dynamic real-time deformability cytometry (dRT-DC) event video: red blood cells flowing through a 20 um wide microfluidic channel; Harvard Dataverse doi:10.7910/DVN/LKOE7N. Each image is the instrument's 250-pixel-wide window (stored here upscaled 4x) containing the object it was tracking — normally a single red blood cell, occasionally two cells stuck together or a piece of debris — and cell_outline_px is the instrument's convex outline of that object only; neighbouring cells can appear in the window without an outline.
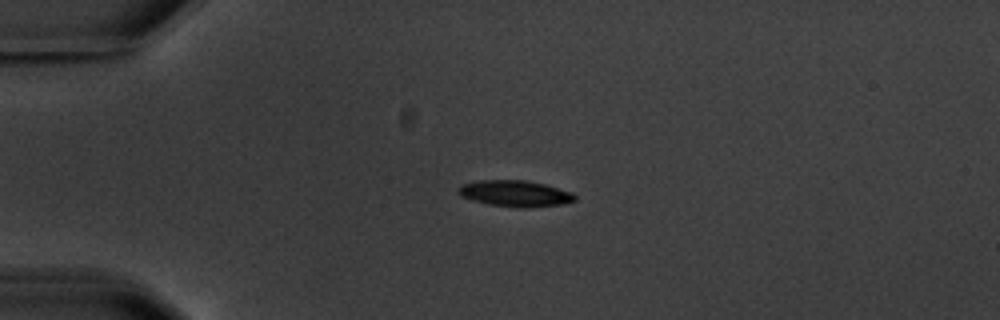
{"species": "common noctule bat (a hibernating species)", "species_latin": "Nyctalus noctula", "temperature_condition": "warm", "stored_images_in_passage": 4, "camera_frame_rate_fps": 3000, "um_per_image_px": 0.085, "animal": {"sex": "male", "body_mass_g": 20.1, "forearm_length_mm": 53.5}, "frame": {"image": 1, "passage_image": 1, "time_ms": 0.0, "image_size_px": [1000, 320], "cell_outline_px": [[576, 200], [564, 204], [528, 208], [520, 208], [488, 204], [472, 200], [460, 196], [456, 192], [456, 188], [460, 184], [480, 180], [524, 180], [544, 184], [572, 192], [576, 196]], "centroid_in_image_um": [43.75, 16.45], "position_along_channel_um": 41.3, "area_um2": 18.03}}